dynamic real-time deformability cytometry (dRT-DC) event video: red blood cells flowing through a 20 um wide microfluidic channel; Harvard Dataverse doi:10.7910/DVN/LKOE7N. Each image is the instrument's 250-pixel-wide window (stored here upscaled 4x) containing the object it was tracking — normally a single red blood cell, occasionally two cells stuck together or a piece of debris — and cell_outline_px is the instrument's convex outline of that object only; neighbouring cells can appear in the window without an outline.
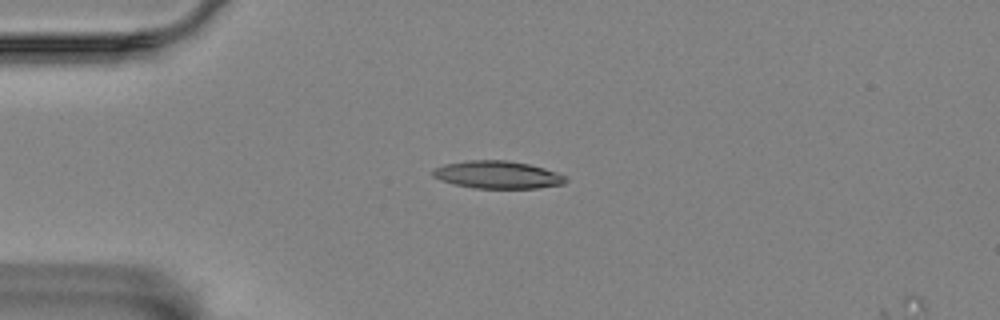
{"species": "Egyptian fruit bat (a non-hibernating species)", "species_latin": "Rousettus aegyptiacus", "temperature_condition": "room temperature", "stored_images_in_passage": 4, "camera_frame_rate_fps": 3000, "um_per_image_px": 0.085, "animal": {"sex": "female"}, "frame": {"image": 1, "passage_image": 1, "time_ms": 0.0, "image_size_px": [1000, 320], "cell_outline_px": [[568, 180], [564, 184], [536, 188], [476, 188], [456, 184], [440, 180], [432, 176], [432, 168], [444, 164], [468, 160], [508, 160], [528, 164], [544, 168], [556, 172], [564, 176]], "centroid_in_image_um": [42.27, 14.85], "position_along_channel_um": 42.7, "area_um2": 21.33}}